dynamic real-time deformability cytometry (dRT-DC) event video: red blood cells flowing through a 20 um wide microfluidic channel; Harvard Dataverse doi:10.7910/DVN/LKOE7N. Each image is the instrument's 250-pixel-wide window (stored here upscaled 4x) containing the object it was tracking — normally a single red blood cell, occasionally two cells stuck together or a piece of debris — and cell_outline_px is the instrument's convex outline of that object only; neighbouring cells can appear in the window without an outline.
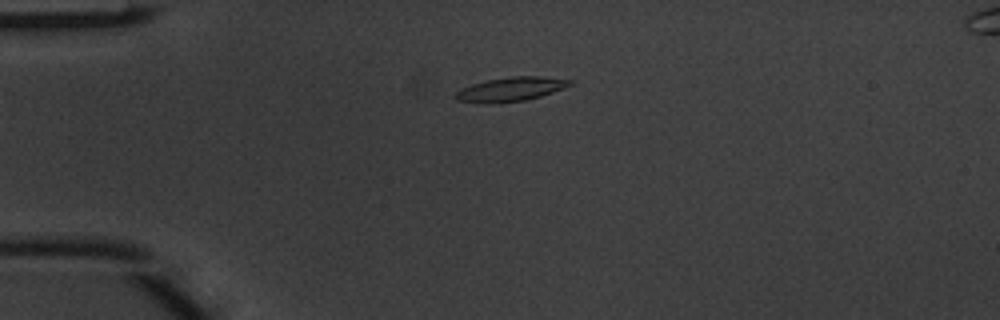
{"species": "common noctule bat (a hibernating species)", "species_latin": "Nyctalus noctula", "temperature_condition": "warm", "stored_images_in_passage": 4, "camera_frame_rate_fps": 3000, "um_per_image_px": 0.085, "animal": {"sex": "male", "body_mass_g": 20.1, "forearm_length_mm": 53.5}, "frame": {"image": 1, "passage_image": 4, "time_ms": 1.0, "image_size_px": [1000, 320], "cell_outline_px": [[572, 84], [564, 88], [540, 96], [524, 100], [492, 104], [488, 104], [456, 100], [452, 96], [460, 88], [472, 84], [488, 80], [512, 76], [540, 76], [572, 80]], "centroid_in_image_um": [43.36, 7.59], "position_along_channel_um": 41.6, "area_um2": 16.07}}